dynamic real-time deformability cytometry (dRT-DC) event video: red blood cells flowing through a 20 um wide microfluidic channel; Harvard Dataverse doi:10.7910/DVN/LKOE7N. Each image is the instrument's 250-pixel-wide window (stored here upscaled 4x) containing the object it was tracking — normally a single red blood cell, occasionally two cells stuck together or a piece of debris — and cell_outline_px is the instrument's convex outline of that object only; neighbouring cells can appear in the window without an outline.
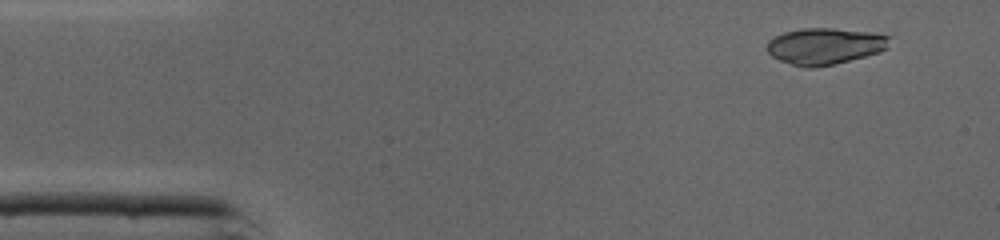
{"species": "common noctule bat (a hibernating species)", "species_latin": "Nyctalus noctula", "temperature_condition": "cold", "stored_images_in_passage": 45, "camera_frame_rate_fps": 3000, "um_per_image_px": 0.085, "animal": {"sex": "male", "body_mass_g": 19.0, "forearm_length_mm": 50.8}, "frame": {"image": 1, "passage_image": 4, "time_ms": 1.0, "image_size_px": [1000, 240], "cell_outline_px": [[892, 36], [888, 48], [880, 52], [832, 64], [812, 68], [804, 68], [780, 60], [772, 56], [768, 52], [768, 40], [784, 32], [804, 28], [832, 28], [872, 32]], "centroid_in_image_um": [70.15, 3.91], "position_along_channel_um": 14.9, "area_um2": 25.95}}
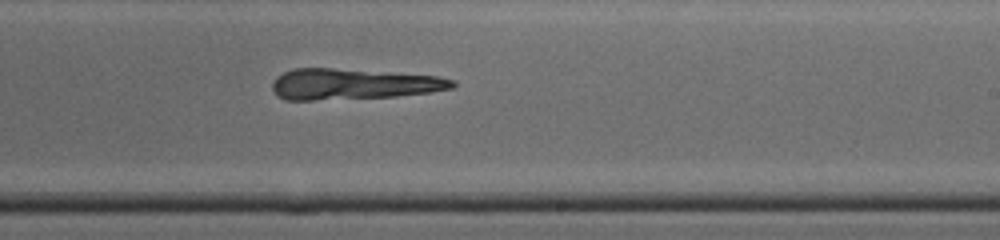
{"frame": {"image": 2, "passage_image": 27, "time_ms": 8.667, "image_size_px": [1000, 240], "cell_outline_px": [[456, 84], [452, 88], [432, 92], [396, 96], [312, 100], [284, 100], [276, 96], [272, 88], [272, 84], [276, 76], [292, 68], [332, 68], [440, 76], [456, 80]], "centroid_in_image_um": [30.0, 7.15], "position_along_channel_um": 259.0, "area_um2": 32.48}}
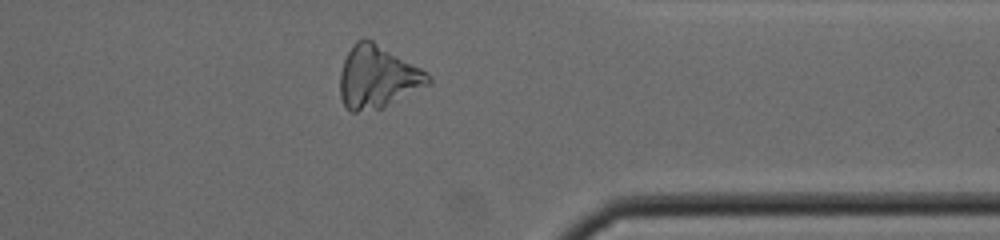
{"frame": {"image": 3, "passage_image": 36, "time_ms": 11.667, "image_size_px": [1000, 240], "cell_outline_px": [[432, 80], [428, 84], [380, 108], [356, 112], [348, 112], [340, 96], [340, 72], [344, 60], [348, 52], [356, 40], [364, 36], [372, 40], [428, 72], [432, 76]], "centroid_in_image_um": [32.06, 6.52], "position_along_channel_um": 379.3, "area_um2": 31.85}}